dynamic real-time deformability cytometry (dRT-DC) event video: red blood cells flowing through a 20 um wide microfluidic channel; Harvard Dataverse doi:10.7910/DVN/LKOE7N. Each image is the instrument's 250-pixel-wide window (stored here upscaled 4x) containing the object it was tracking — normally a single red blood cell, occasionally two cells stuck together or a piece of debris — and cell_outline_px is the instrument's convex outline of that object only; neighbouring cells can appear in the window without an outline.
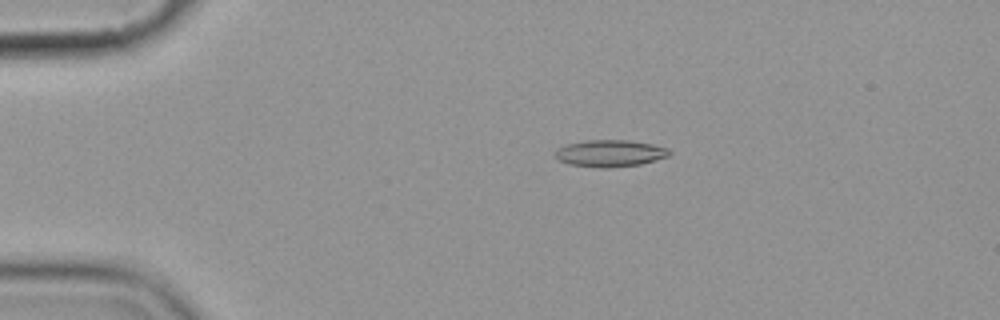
{"species": "common noctule bat (a hibernating species)", "species_latin": "Nyctalus noctula", "temperature_condition": "cold", "stored_images_in_passage": 7, "camera_frame_rate_fps": 3000, "um_per_image_px": 0.085, "animal": {"sex": "female", "body_mass_g": 19.9}, "frame": {"image": 1, "passage_image": 1, "time_ms": 0.0, "image_size_px": [1000, 320], "cell_outline_px": [[672, 152], [668, 156], [656, 160], [640, 164], [608, 168], [600, 168], [568, 164], [556, 160], [552, 156], [556, 148], [568, 144], [584, 140], [628, 140], [652, 144], [668, 148]], "centroid_in_image_um": [51.79, 13.03], "position_along_channel_um": 33.2, "area_um2": 18.15}}
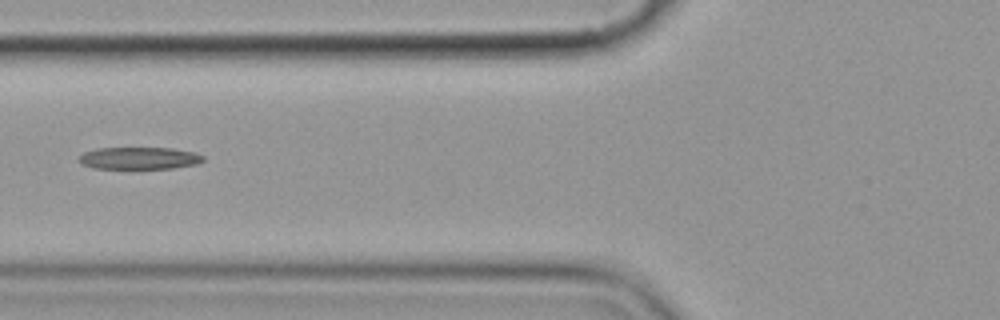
{"frame": {"image": 2, "passage_image": 4, "time_ms": 3.667, "image_size_px": [1000, 320], "cell_outline_px": [[204, 160], [196, 164], [172, 168], [96, 168], [84, 164], [80, 160], [80, 156], [84, 152], [96, 148], [172, 148], [196, 152], [204, 156]], "centroid_in_image_um": [11.89, 13.43], "position_along_channel_um": 113.9, "area_um2": 15.84}}
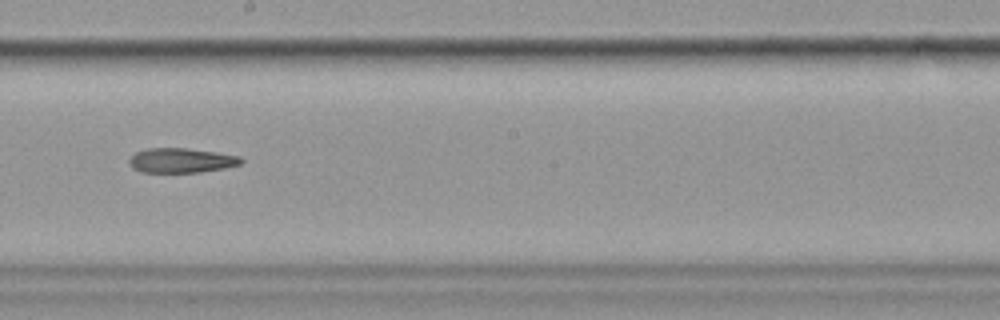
{"frame": {"image": 3, "passage_image": 7, "time_ms": 7.0, "image_size_px": [1000, 320], "cell_outline_px": [[244, 160], [240, 164], [224, 168], [200, 172], [140, 172], [132, 168], [128, 160], [136, 152], [148, 148], [184, 148], [216, 152], [240, 156]], "centroid_in_image_um": [15.4, 13.64], "position_along_channel_um": 232.8, "area_um2": 16.01}}